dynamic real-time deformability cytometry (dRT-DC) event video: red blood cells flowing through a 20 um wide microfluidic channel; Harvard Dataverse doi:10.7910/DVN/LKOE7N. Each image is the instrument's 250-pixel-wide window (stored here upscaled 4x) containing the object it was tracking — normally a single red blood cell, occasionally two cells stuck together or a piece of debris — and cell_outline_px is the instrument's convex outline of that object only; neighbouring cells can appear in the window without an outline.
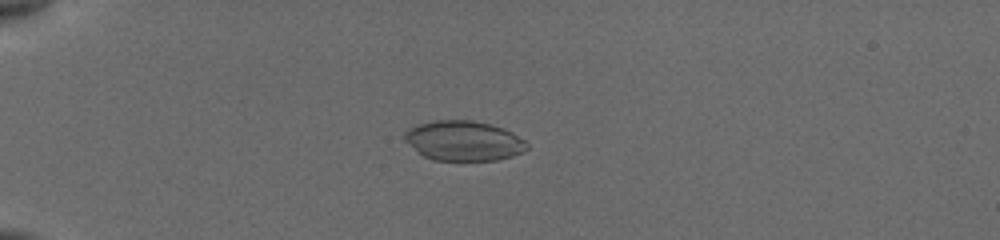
{"species": "common noctule bat (a hibernating species)", "species_latin": "Nyctalus noctula", "temperature_condition": "cold", "stored_images_in_passage": 14, "camera_frame_rate_fps": 3000, "um_per_image_px": 0.085, "animal": {"sex": "female", "body_mass_g": 19.5, "forearm_length_mm": 54.1}, "frame": {"image": 1, "passage_image": 10, "time_ms": 5.333, "image_size_px": [1000, 240], "cell_outline_px": [[528, 148], [524, 152], [512, 156], [496, 160], [432, 160], [424, 156], [408, 144], [404, 140], [404, 132], [408, 128], [416, 124], [432, 120], [472, 120], [504, 128], [512, 132], [524, 140], [528, 144]], "centroid_in_image_um": [39.39, 11.96], "position_along_channel_um": 45.6, "area_um2": 28.61}}
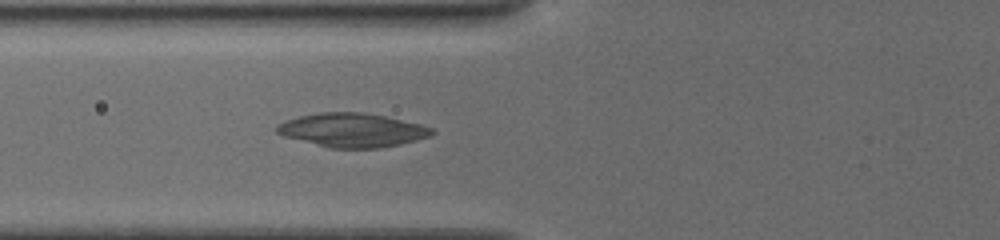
{"frame": {"image": 2, "passage_image": 14, "time_ms": 7.667, "image_size_px": [1000, 240], "cell_outline_px": [[436, 132], [432, 136], [400, 144], [380, 148], [332, 148], [284, 136], [276, 132], [276, 124], [284, 120], [300, 116], [320, 112], [364, 112], [384, 116], [420, 124], [432, 128]], "centroid_in_image_um": [29.95, 11.05], "position_along_channel_um": 95.8, "area_um2": 30.52}}